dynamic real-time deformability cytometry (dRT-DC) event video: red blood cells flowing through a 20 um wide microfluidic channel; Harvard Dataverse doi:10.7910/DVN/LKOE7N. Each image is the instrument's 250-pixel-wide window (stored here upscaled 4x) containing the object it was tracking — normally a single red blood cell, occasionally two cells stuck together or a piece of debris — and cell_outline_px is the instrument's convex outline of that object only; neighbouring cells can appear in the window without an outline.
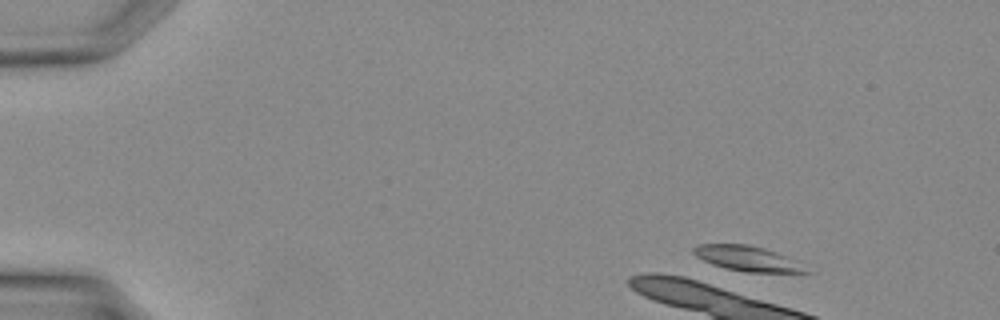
{"species": "Egyptian fruit bat (a non-hibernating species)", "species_latin": "Rousettus aegyptiacus", "temperature_condition": "warm", "stored_images_in_passage": 16, "camera_frame_rate_fps": 3000, "um_per_image_px": 0.085, "animal": {"sex": "female"}, "frame": {"image": 1, "passage_image": 5, "time_ms": 1.333, "image_size_px": [1000, 320], "cell_outline_px": [[812, 272], [744, 272], [724, 268], [712, 264], [696, 256], [692, 252], [692, 248], [700, 244], [748, 244], [764, 248], [776, 252], [784, 256]], "centroid_in_image_um": [63.43, 21.96], "position_along_channel_um": 21.6, "area_um2": 16.07}}